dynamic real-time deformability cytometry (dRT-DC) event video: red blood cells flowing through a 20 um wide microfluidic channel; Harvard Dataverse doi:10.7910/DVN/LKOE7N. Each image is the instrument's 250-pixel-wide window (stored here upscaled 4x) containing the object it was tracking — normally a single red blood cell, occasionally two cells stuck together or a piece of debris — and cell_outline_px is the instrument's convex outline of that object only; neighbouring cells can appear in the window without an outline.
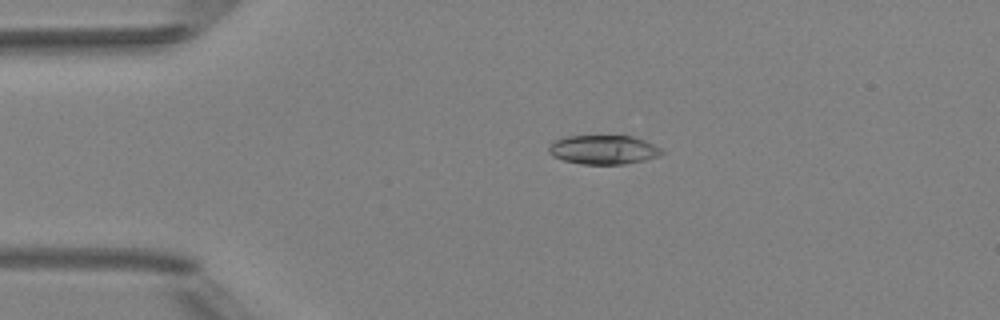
{"species": "Egyptian fruit bat (a non-hibernating species)", "species_latin": "Rousettus aegyptiacus", "temperature_condition": "room temperature", "stored_images_in_passage": 2, "camera_frame_rate_fps": 3000, "um_per_image_px": 0.085, "animal": {"sex": "female"}, "frame": {"image": 1, "passage_image": 1, "time_ms": 0.0, "image_size_px": [1000, 320], "cell_outline_px": [[664, 152], [656, 156], [644, 160], [624, 164], [580, 164], [564, 160], [552, 156], [548, 152], [548, 148], [556, 140], [568, 136], [632, 136], [644, 140], [660, 148]], "centroid_in_image_um": [51.27, 12.73], "position_along_channel_um": 33.7, "area_um2": 18.9}}